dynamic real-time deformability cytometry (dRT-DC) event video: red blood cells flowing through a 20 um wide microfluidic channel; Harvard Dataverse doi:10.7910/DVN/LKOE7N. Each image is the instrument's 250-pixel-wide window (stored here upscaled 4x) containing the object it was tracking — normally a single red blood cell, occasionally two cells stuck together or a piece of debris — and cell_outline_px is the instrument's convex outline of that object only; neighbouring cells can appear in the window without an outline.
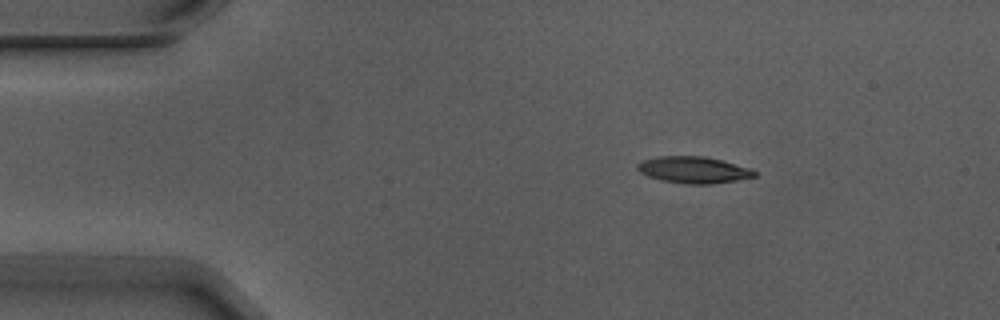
{"species": "Egyptian fruit bat (a non-hibernating species)", "species_latin": "Rousettus aegyptiacus", "temperature_condition": "warm", "stored_images_in_passage": 3, "camera_frame_rate_fps": 3000, "um_per_image_px": 0.085, "animal": {"sex": "male"}, "frame": {"image": 1, "passage_image": 1, "time_ms": 0.0, "image_size_px": [1000, 320], "cell_outline_px": [[756, 176], [736, 180], [708, 184], [688, 184], [664, 180], [648, 176], [640, 172], [636, 168], [636, 164], [644, 160], [660, 156], [704, 156], [720, 160], [748, 168], [756, 172]], "centroid_in_image_um": [58.92, 14.43], "position_along_channel_um": 26.1, "area_um2": 17.74}}